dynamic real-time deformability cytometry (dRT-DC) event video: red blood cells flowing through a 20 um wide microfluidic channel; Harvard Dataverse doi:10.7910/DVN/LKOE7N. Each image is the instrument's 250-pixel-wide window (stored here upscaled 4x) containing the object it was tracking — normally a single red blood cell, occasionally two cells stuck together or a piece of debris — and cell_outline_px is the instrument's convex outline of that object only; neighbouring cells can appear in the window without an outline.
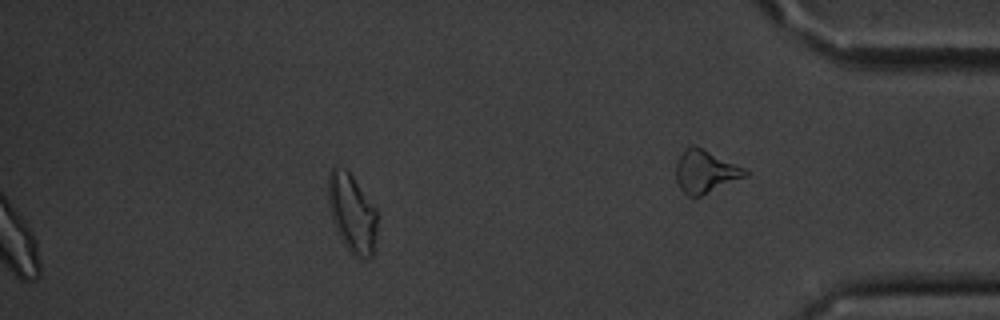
{"species": "common noctule bat (a hibernating species)", "species_latin": "Nyctalus noctula", "temperature_condition": "cold", "stored_images_in_passage": 42, "segment_of_instrument_passage": [2, 2], "camera_frame_rate_fps": 3000, "um_per_image_px": 0.085, "animal": {"sex": "male", "body_mass_g": 20.1, "forearm_length_mm": 53.5}, "frame": {"image": 1, "passage_image": 42, "time_ms": 13.667, "image_size_px": [1000, 320], "cell_outline_px": [[376, 228], [372, 256], [352, 256], [348, 252], [332, 220], [328, 204], [328, 172], [332, 168], [344, 168], [352, 176], [376, 208]], "centroid_in_image_um": [29.89, 18.1], "position_along_channel_um": 405.3, "area_um2": 22.02}}